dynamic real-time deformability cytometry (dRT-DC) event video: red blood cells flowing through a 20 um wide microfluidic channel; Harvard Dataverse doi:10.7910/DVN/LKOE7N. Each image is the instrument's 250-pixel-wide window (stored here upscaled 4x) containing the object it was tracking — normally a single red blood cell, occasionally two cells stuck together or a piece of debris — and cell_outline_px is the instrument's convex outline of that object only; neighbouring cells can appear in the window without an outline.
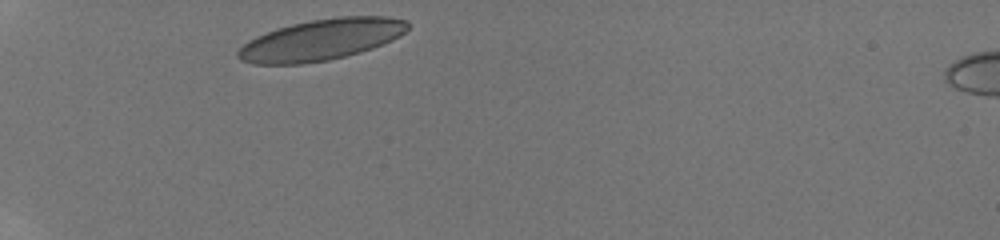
{"species": "human", "species_latin": "Homo sapiens", "temperature_condition": "room temperature", "stored_images_in_passage": 30, "camera_frame_rate_fps": 3000, "um_per_image_px": 0.085, "donor": {"sex": "male"}, "frame": {"image": 1, "passage_image": 1, "time_ms": 0.0, "image_size_px": [1000, 240], "cell_outline_px": [[412, 24], [400, 36], [392, 40], [372, 48], [360, 52], [328, 60], [304, 64], [252, 64], [240, 60], [236, 56], [236, 52], [248, 40], [256, 36], [276, 28], [292, 24], [312, 20], [340, 16], [388, 16], [408, 20]], "centroid_in_image_um": [27.31, 3.37], "position_along_channel_um": 57.7, "area_um2": 40.86}}
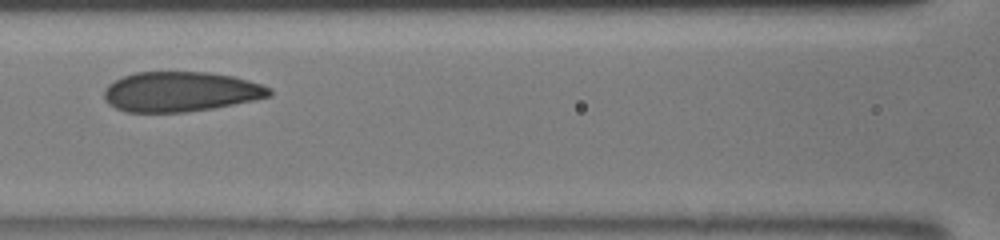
{"frame": {"image": 2, "passage_image": 10, "time_ms": 3.0, "image_size_px": [1000, 240], "cell_outline_px": [[272, 96], [212, 108], [184, 112], [124, 112], [108, 104], [104, 100], [104, 88], [108, 84], [124, 76], [136, 72], [208, 72], [232, 76], [248, 80], [272, 88]], "centroid_in_image_um": [15.32, 7.79], "position_along_channel_um": 151.3, "area_um2": 38.44}}
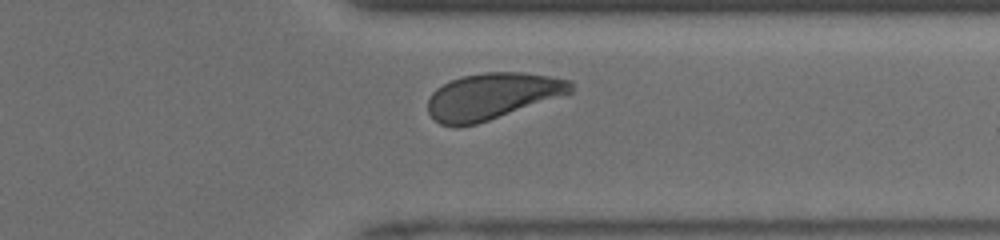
{"frame": {"image": 3, "passage_image": 26, "time_ms": 8.333, "image_size_px": [1000, 240], "cell_outline_px": [[576, 84], [572, 92], [476, 124], [456, 128], [440, 124], [428, 112], [428, 100], [432, 92], [436, 88], [452, 80], [464, 76], [484, 72], [520, 72], [548, 76], [572, 80]], "centroid_in_image_um": [41.82, 8.17], "position_along_channel_um": 369.6, "area_um2": 38.32}, "authors_computed_cell_mechanics": {"area_um2": 39.1017, "velocity_mm_per_s": 4.092, "shape_relaxation_time_tau1_ms": 2.6291, "shape_relaxation_time_tau2_ms": 0.7941, "deformation_change_tau1": 0.104, "deformation_change_tau2": 0.0511}}